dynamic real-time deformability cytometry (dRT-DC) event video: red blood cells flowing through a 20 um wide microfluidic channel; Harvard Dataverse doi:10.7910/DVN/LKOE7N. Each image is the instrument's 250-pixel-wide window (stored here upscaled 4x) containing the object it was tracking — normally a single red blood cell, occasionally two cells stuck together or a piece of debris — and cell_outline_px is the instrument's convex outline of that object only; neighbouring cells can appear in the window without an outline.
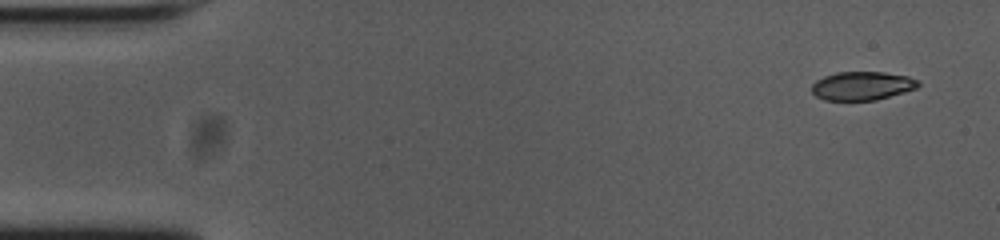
{"species": "common noctule bat (a hibernating species)", "species_latin": "Nyctalus noctula", "temperature_condition": "cold", "stored_images_in_passage": 52, "camera_frame_rate_fps": 3000, "um_per_image_px": 0.085, "animal": {"sex": "female", "body_mass_g": 23.0, "forearm_length_mm": 53.4}, "frame": {"image": 1, "passage_image": 1, "time_ms": 0.0, "image_size_px": [1000, 240], "cell_outline_px": [[920, 84], [916, 88], [904, 92], [876, 100], [824, 100], [816, 96], [812, 92], [812, 84], [816, 80], [824, 76], [836, 72], [884, 72], [908, 76], [920, 80]], "centroid_in_image_um": [73.29, 7.29], "position_along_channel_um": 11.7, "area_um2": 17.8}}
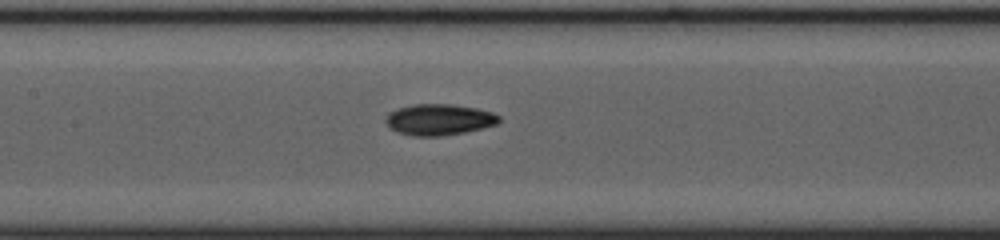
{"frame": {"image": 2, "passage_image": 23, "time_ms": 7.333, "image_size_px": [1000, 240], "cell_outline_px": [[500, 120], [496, 124], [464, 132], [440, 136], [412, 136], [396, 132], [384, 120], [388, 112], [396, 108], [412, 104], [448, 104], [476, 108], [492, 112], [500, 116]], "centroid_in_image_um": [37.27, 10.16], "position_along_channel_um": 170.1, "area_um2": 20.52}}
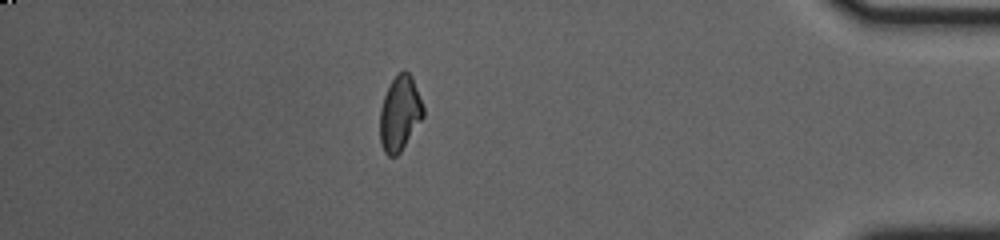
{"frame": {"image": 3, "passage_image": 45, "time_ms": 14.667, "image_size_px": [1000, 240], "cell_outline_px": [[424, 116], [400, 152], [396, 156], [388, 156], [384, 152], [380, 144], [380, 108], [384, 96], [392, 80], [404, 68], [412, 76], [424, 108]], "centroid_in_image_um": [33.98, 9.64], "position_along_channel_um": 401.2, "area_um2": 18.84}, "authors_computed_cell_mechanics": {"area_um2": 19.363, "velocity_mm_per_s": 3.7626, "shape_relaxation_time_tau1_ms": 5.1063, "shape_relaxation_time_tau2_ms": 4.5721, "deformation_change_tau1": 0.1424, "deformation_change_tau2": 0.0847}}